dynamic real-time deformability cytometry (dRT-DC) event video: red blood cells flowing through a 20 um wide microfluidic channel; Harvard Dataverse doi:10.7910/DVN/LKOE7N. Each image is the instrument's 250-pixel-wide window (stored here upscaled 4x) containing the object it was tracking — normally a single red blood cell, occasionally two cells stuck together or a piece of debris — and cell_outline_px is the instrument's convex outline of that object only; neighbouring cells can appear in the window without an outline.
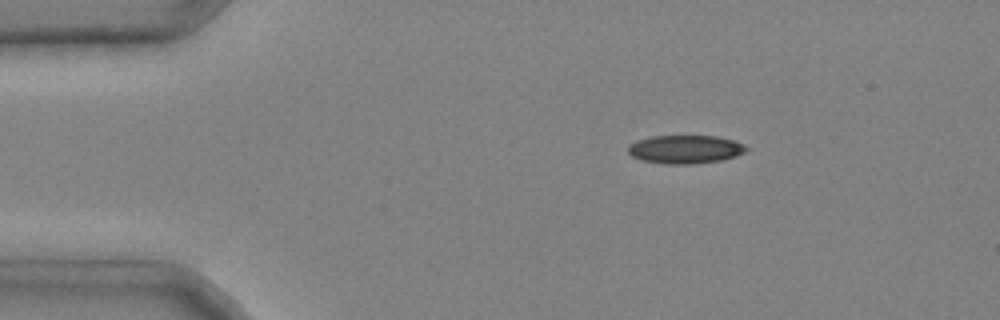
{"species": "common noctule bat (a hibernating species)", "species_latin": "Nyctalus noctula", "temperature_condition": "cold", "stored_images_in_passage": 5, "camera_frame_rate_fps": 3000, "um_per_image_px": 0.085, "animal": {"sex": "male", "body_mass_g": 20.4}, "frame": {"image": 1, "passage_image": 2, "time_ms": 0.333, "image_size_px": [1000, 320], "cell_outline_px": [[748, 148], [744, 152], [736, 156], [720, 160], [692, 164], [664, 164], [640, 160], [632, 156], [628, 152], [628, 144], [636, 140], [652, 136], [716, 136], [736, 140], [744, 144]], "centroid_in_image_um": [58.23, 12.69], "position_along_channel_um": 26.8, "area_um2": 19.71}}
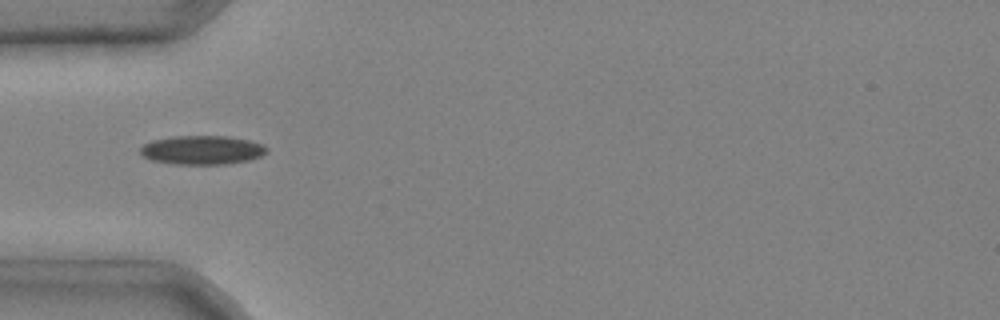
{"frame": {"image": 2, "passage_image": 4, "time_ms": 1.0, "image_size_px": [1000, 320], "cell_outline_px": [[268, 152], [260, 156], [248, 160], [224, 164], [176, 164], [152, 160], [144, 156], [140, 152], [140, 148], [144, 144], [152, 140], [172, 136], [228, 136], [248, 140], [264, 144], [268, 148]], "centroid_in_image_um": [17.2, 12.74], "position_along_channel_um": 67.8, "area_um2": 21.27}}